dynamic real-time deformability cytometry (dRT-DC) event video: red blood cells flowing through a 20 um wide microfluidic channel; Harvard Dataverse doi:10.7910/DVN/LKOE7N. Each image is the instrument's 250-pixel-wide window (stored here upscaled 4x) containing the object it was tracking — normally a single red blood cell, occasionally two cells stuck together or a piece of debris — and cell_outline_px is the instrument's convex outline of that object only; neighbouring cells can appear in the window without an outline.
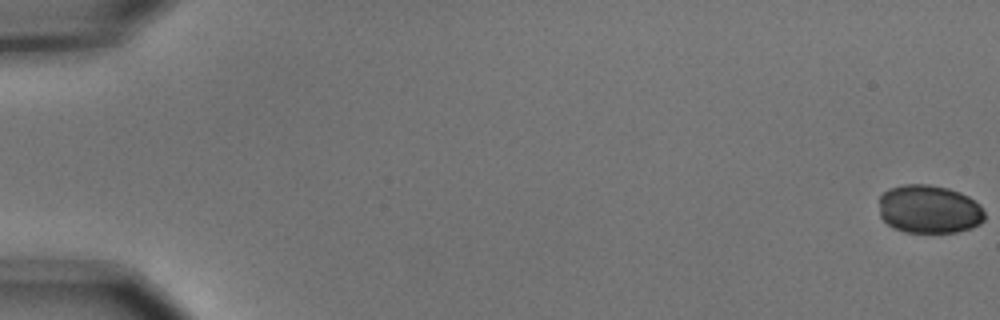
{"species": "common noctule bat (a hibernating species)", "species_latin": "Nyctalus noctula", "temperature_condition": "cold", "stored_images_in_passage": 7, "camera_frame_rate_fps": 3000, "um_per_image_px": 0.085, "animal": {"sex": "male", "body_mass_g": 15.6}, "frame": {"image": 1, "passage_image": 1, "time_ms": 0.0, "image_size_px": [1000, 320], "cell_outline_px": [[984, 220], [980, 224], [972, 228], [956, 232], [904, 232], [892, 228], [880, 216], [880, 196], [888, 188], [904, 184], [928, 184], [948, 188], [960, 192], [968, 196], [980, 204], [984, 212]], "centroid_in_image_um": [78.98, 17.78], "position_along_channel_um": 6.0, "area_um2": 30.0}}